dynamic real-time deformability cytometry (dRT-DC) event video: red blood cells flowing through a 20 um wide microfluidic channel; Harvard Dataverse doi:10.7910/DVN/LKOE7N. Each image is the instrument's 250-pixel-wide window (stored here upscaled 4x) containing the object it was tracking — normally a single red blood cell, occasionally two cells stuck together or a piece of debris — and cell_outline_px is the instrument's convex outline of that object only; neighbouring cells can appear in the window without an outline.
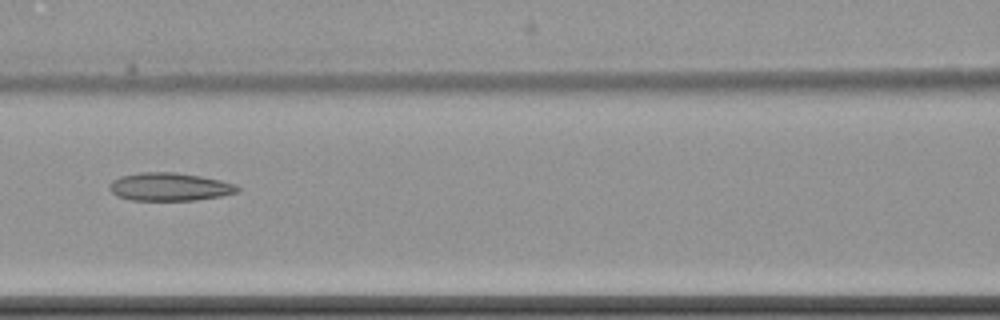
{"species": "common noctule bat (a hibernating species)", "species_latin": "Nyctalus noctula", "temperature_condition": "cold", "stored_images_in_passage": 9, "camera_frame_rate_fps": 3000, "um_per_image_px": 0.085, "animal": {"sex": "female", "body_mass_g": 22.7, "forearm_length_mm": 54.2}, "frame": {"image": 1, "passage_image": 8, "time_ms": 8.333, "image_size_px": [1000, 320], "cell_outline_px": [[240, 192], [220, 196], [196, 200], [132, 200], [116, 196], [108, 188], [108, 184], [112, 180], [120, 176], [140, 172], [172, 172], [200, 176], [220, 180], [236, 184], [240, 188]], "centroid_in_image_um": [14.4, 15.88], "position_along_channel_um": 152.2, "area_um2": 21.04}}
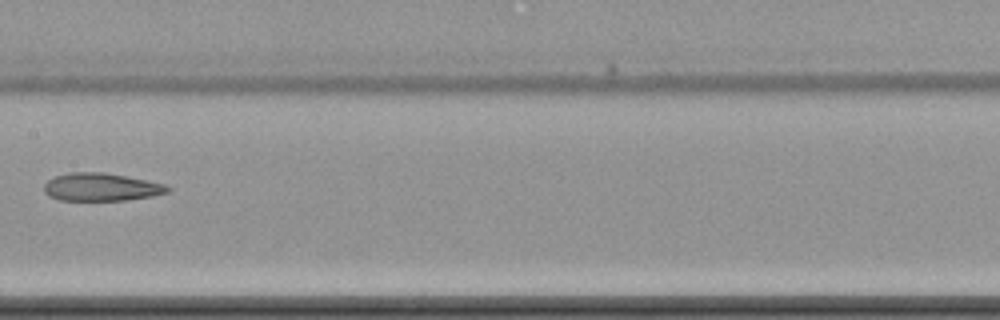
{"frame": {"image": 2, "passage_image": 9, "time_ms": 9.667, "image_size_px": [1000, 320], "cell_outline_px": [[172, 188], [168, 192], [152, 196], [124, 200], [60, 200], [48, 196], [44, 192], [44, 184], [48, 180], [56, 176], [68, 172], [104, 172], [148, 180], [164, 184]], "centroid_in_image_um": [8.59, 15.89], "position_along_channel_um": 198.8, "area_um2": 20.11}}